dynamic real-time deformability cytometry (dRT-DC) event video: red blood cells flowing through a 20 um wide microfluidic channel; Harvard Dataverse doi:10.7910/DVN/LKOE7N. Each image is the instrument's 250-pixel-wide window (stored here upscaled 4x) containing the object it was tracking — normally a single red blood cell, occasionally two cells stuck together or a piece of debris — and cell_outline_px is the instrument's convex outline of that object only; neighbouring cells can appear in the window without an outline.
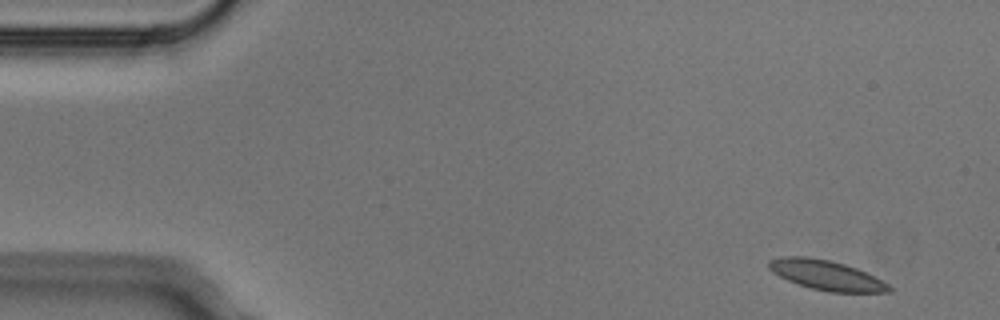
{"species": "Egyptian fruit bat (a non-hibernating species)", "species_latin": "Rousettus aegyptiacus", "temperature_condition": "cold", "stored_images_in_passage": 4, "segment_of_instrument_passage": [1, 2], "camera_frame_rate_fps": 3000, "um_per_image_px": 0.085, "animal": {"sex": "male"}, "frame": {"image": 1, "passage_image": 1, "time_ms": 0.0, "image_size_px": [1000, 320], "cell_outline_px": [[896, 288], [892, 292], [828, 292], [796, 284], [772, 272], [768, 268], [768, 260], [784, 256], [808, 256], [828, 260], [844, 264], [856, 268]], "centroid_in_image_um": [70.22, 23.39], "position_along_channel_um": 14.8, "area_um2": 20.81}}
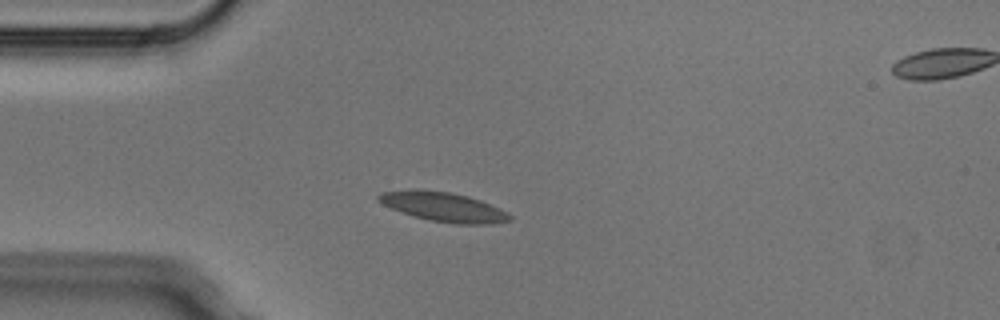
{"frame": {"image": 2, "passage_image": 3, "time_ms": 0.667, "image_size_px": [1000, 320], "cell_outline_px": [[512, 220], [488, 224], [456, 224], [428, 220], [412, 216], [392, 208], [376, 200], [376, 196], [380, 192], [416, 188], [448, 192], [468, 196], [480, 200], [500, 208], [512, 216]], "centroid_in_image_um": [37.66, 17.57], "position_along_channel_um": 47.3, "area_um2": 22.6}}